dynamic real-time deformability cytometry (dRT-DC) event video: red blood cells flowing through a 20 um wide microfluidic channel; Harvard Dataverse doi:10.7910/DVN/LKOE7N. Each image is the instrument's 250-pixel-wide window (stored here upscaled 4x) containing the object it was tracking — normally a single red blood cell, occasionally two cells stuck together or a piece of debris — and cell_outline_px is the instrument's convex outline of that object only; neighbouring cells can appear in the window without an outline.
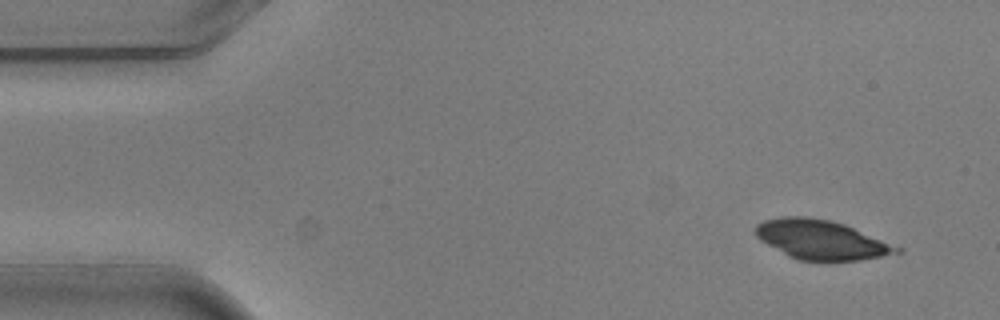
{"species": "common noctule bat (a hibernating species)", "species_latin": "Nyctalus noctula", "temperature_condition": "warm", "stored_images_in_passage": 3, "camera_frame_rate_fps": 3000, "um_per_image_px": 0.085, "animal": {"sex": "male", "body_mass_g": 20.5, "forearm_length_mm": 52.5}, "frame": {"image": 1, "passage_image": 1, "time_ms": 0.0, "image_size_px": [1000, 320], "cell_outline_px": [[904, 252], [860, 260], [800, 260], [788, 256], [760, 240], [756, 236], [756, 224], [764, 220], [780, 216], [808, 216], [832, 220], [844, 224], [904, 248]], "centroid_in_image_um": [69.82, 20.36], "position_along_channel_um": 15.2, "area_um2": 32.43}}